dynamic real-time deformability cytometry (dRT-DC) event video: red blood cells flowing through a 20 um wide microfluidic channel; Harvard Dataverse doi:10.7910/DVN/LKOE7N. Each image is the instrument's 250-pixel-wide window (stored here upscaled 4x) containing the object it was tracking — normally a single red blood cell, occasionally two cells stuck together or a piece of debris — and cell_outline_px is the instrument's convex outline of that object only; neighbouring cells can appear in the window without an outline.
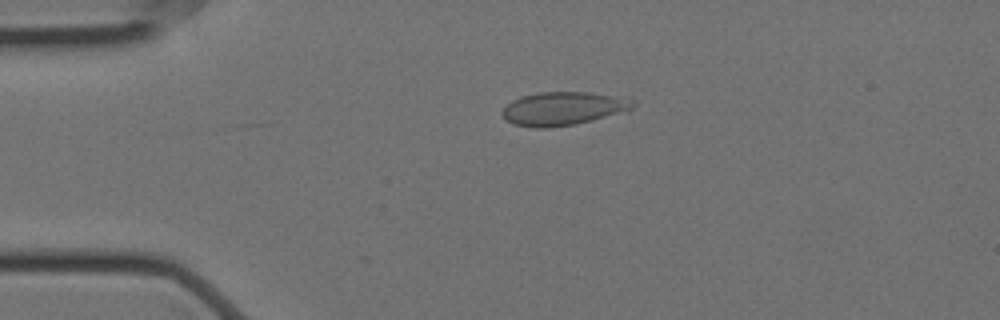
{"species": "Egyptian fruit bat (a non-hibernating species)", "species_latin": "Rousettus aegyptiacus", "temperature_condition": "cold", "stored_images_in_passage": 6, "camera_frame_rate_fps": 3000, "um_per_image_px": 0.085, "animal": {"sex": "female"}, "frame": {"image": 1, "passage_image": 2, "time_ms": 0.333, "image_size_px": [1000, 320], "cell_outline_px": [[636, 104], [628, 112], [576, 124], [548, 128], [536, 128], [512, 124], [504, 120], [504, 108], [512, 100], [520, 96], [536, 92], [588, 92], [636, 100]], "centroid_in_image_um": [47.89, 9.23], "position_along_channel_um": 37.1, "area_um2": 25.66}}